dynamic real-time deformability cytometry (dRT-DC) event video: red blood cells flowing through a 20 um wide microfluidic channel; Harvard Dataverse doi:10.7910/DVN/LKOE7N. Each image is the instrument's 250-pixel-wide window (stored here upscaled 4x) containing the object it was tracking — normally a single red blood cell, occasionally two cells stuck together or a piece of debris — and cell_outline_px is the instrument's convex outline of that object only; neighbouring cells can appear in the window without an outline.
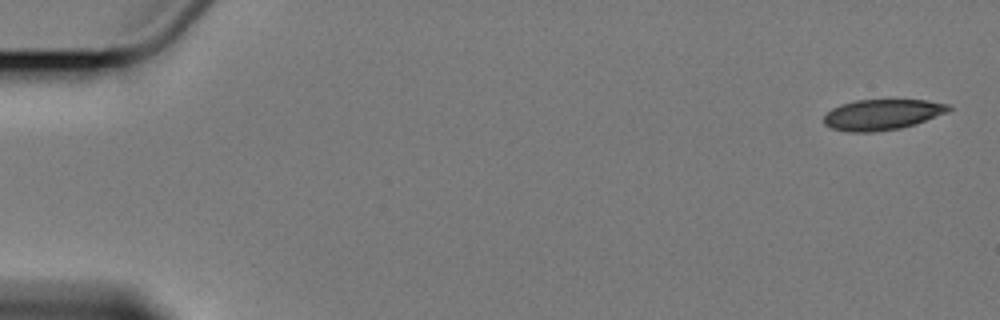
{"species": "Egyptian fruit bat (a non-hibernating species)", "species_latin": "Rousettus aegyptiacus", "temperature_condition": "cold", "stored_images_in_passage": 7, "camera_frame_rate_fps": 3000, "um_per_image_px": 0.085, "animal": {"sex": "female"}, "frame": {"image": 1, "passage_image": 1, "time_ms": 0.0, "image_size_px": [1000, 320], "cell_outline_px": [[952, 108], [948, 112], [916, 124], [900, 128], [876, 132], [848, 132], [832, 128], [824, 124], [824, 116], [832, 108], [840, 104], [856, 100], [928, 100], [948, 104]], "centroid_in_image_um": [74.99, 9.74], "position_along_channel_um": 10.0, "area_um2": 22.37}}
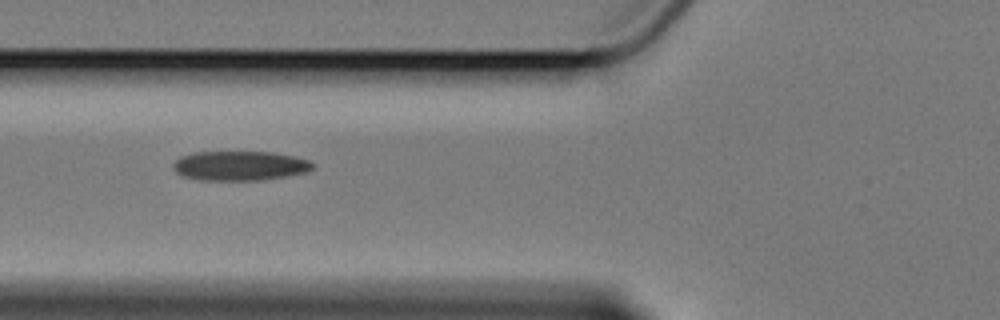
{"frame": {"image": 2, "passage_image": 6, "time_ms": 7.0, "image_size_px": [1000, 320], "cell_outline_px": [[316, 164], [308, 172], [288, 176], [260, 180], [200, 180], [180, 176], [172, 168], [172, 164], [180, 156], [192, 152], [272, 152], [296, 156], [308, 160]], "centroid_in_image_um": [20.38, 14.09], "position_along_channel_um": 105.4, "area_um2": 24.33}}
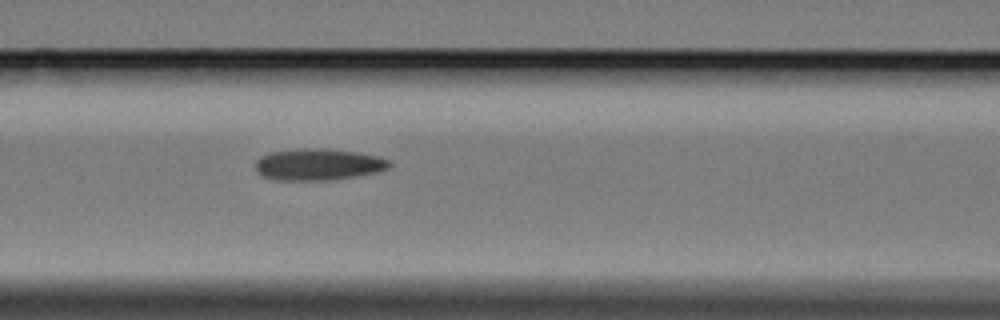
{"frame": {"image": 3, "passage_image": 7, "time_ms": 8.0, "image_size_px": [1000, 320], "cell_outline_px": [[392, 164], [388, 168], [380, 172], [356, 176], [328, 180], [276, 180], [260, 176], [256, 172], [256, 160], [260, 156], [268, 152], [296, 148], [324, 148], [360, 152], [380, 156], [388, 160]], "centroid_in_image_um": [27.04, 13.96], "position_along_channel_um": 139.6, "area_um2": 25.2}}